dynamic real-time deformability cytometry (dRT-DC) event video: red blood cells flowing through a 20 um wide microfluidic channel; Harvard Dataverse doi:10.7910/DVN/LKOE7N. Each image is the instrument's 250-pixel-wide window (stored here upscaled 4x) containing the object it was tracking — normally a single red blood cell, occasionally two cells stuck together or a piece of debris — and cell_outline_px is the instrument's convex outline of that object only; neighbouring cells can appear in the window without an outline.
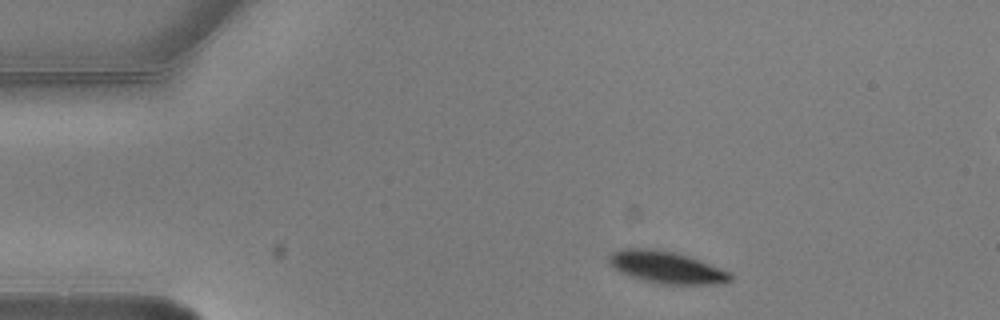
{"species": "common noctule bat (a hibernating species)", "species_latin": "Nyctalus noctula", "temperature_condition": "warm", "stored_images_in_passage": 4, "segment_of_instrument_passage": [1, 2], "camera_frame_rate_fps": 3000, "um_per_image_px": 0.085, "animal": {"sex": "male", "body_mass_g": 20.5, "forearm_length_mm": 52.5}, "frame": {"image": 1, "passage_image": 1, "time_ms": 0.0, "image_size_px": [1000, 320], "cell_outline_px": [[732, 280], [716, 284], [660, 284], [644, 280], [620, 272], [608, 264], [608, 256], [612, 252], [620, 248], [652, 248], [676, 252], [692, 256], [732, 272]], "centroid_in_image_um": [56.67, 22.7], "position_along_channel_um": 28.3, "area_um2": 23.06}}